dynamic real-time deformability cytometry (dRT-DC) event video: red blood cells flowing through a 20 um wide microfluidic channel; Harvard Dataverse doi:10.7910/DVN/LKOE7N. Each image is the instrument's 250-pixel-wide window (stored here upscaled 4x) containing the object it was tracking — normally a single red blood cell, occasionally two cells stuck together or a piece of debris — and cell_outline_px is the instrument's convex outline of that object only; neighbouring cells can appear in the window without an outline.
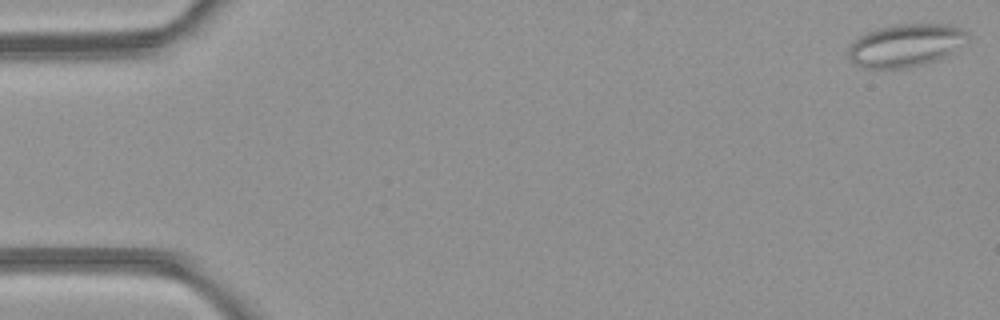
{"species": "common noctule bat (a hibernating species)", "species_latin": "Nyctalus noctula", "temperature_condition": "room temperature", "stored_images_in_passage": 5, "camera_frame_rate_fps": 3000, "um_per_image_px": 0.085, "animal": {"sex": "female", "body_mass_g": 21.9}, "frame": {"image": 1, "passage_image": 1, "time_ms": 0.0, "image_size_px": [1000, 320], "cell_outline_px": [[972, 36], [968, 40], [944, 56], [936, 60], [908, 68], [860, 68], [848, 56], [848, 48], [860, 36], [868, 32], [880, 28], [896, 24], [944, 24], [960, 28], [968, 32]], "centroid_in_image_um": [76.99, 3.85], "position_along_channel_um": 8.0, "area_um2": 29.42}}